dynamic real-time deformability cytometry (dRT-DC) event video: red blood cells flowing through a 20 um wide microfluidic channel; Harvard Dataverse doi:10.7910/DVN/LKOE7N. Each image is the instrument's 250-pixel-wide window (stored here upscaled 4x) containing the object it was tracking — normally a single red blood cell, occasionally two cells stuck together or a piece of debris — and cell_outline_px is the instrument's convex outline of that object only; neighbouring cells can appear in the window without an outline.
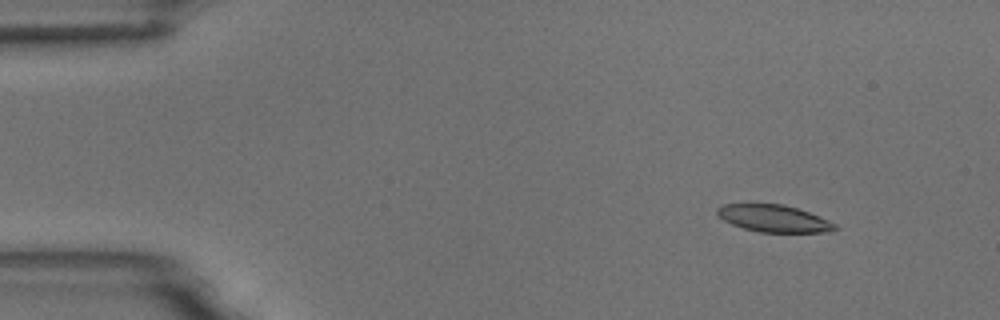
{"species": "common noctule bat (a hibernating species)", "species_latin": "Nyctalus noctula", "temperature_condition": "room temperature", "stored_images_in_passage": 5, "camera_frame_rate_fps": 3000, "um_per_image_px": 0.085, "animal": {"sex": "male", "body_mass_g": 18.8}, "frame": {"image": 1, "passage_image": 2, "time_ms": 1.333, "image_size_px": [1000, 320], "cell_outline_px": [[840, 228], [824, 232], [760, 232], [744, 228], [732, 224], [724, 220], [716, 212], [716, 208], [724, 204], [784, 204], [820, 216], [836, 224]], "centroid_in_image_um": [65.79, 18.57], "position_along_channel_um": 19.2, "area_um2": 18.44}}
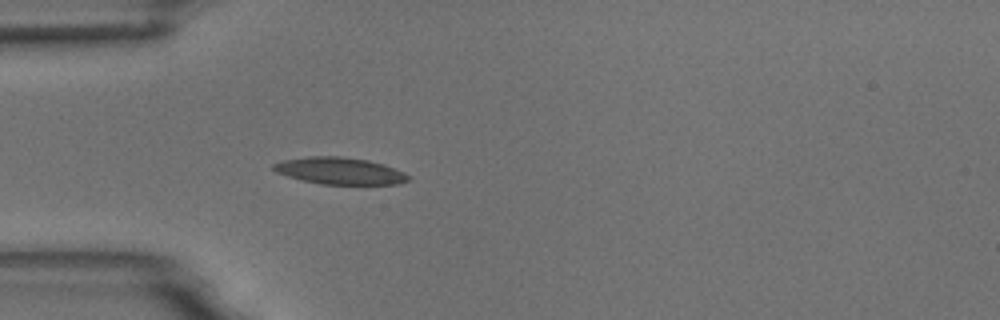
{"frame": {"image": 2, "passage_image": 5, "time_ms": 4.667, "image_size_px": [1000, 320], "cell_outline_px": [[412, 176], [408, 180], [396, 184], [320, 184], [300, 180], [276, 172], [272, 168], [272, 164], [284, 160], [308, 156], [340, 156], [368, 160], [384, 164], [404, 172]], "centroid_in_image_um": [28.88, 14.52], "position_along_channel_um": 56.1, "area_um2": 21.15}}